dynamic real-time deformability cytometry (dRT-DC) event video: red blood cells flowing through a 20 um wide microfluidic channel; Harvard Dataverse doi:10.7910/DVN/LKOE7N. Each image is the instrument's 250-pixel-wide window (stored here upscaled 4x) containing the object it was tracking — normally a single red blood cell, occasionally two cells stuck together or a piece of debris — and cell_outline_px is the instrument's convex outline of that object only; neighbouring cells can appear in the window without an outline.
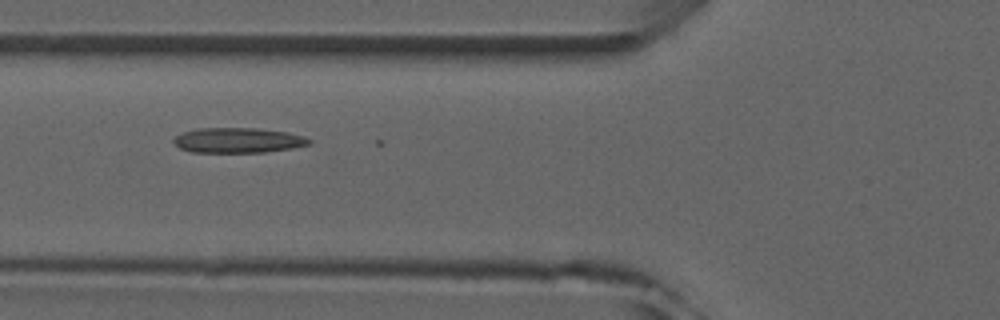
{"species": "common noctule bat (a hibernating species)", "species_latin": "Nyctalus noctula", "temperature_condition": "room temperature", "stored_images_in_passage": 7, "camera_frame_rate_fps": 3000, "um_per_image_px": 0.085, "animal": {"sex": "male", "forearm_length_mm": 52.5}, "frame": {"image": 1, "passage_image": 6, "time_ms": 6.0, "image_size_px": [1000, 320], "cell_outline_px": [[312, 144], [292, 148], [264, 152], [192, 152], [180, 148], [172, 140], [176, 136], [184, 132], [196, 128], [256, 128], [288, 132], [304, 136], [312, 140]], "centroid_in_image_um": [20.27, 11.92], "position_along_channel_um": 105.5, "area_um2": 19.83}}
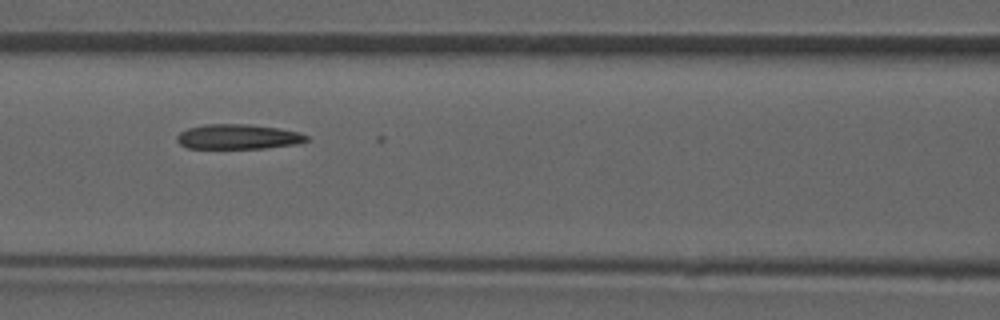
{"frame": {"image": 2, "passage_image": 7, "time_ms": 7.0, "image_size_px": [1000, 320], "cell_outline_px": [[308, 140], [300, 144], [264, 148], [188, 148], [180, 144], [176, 140], [176, 136], [180, 132], [188, 128], [204, 124], [248, 124], [280, 128], [300, 132], [308, 136]], "centroid_in_image_um": [20.26, 11.62], "position_along_channel_um": 146.3, "area_um2": 18.96}}